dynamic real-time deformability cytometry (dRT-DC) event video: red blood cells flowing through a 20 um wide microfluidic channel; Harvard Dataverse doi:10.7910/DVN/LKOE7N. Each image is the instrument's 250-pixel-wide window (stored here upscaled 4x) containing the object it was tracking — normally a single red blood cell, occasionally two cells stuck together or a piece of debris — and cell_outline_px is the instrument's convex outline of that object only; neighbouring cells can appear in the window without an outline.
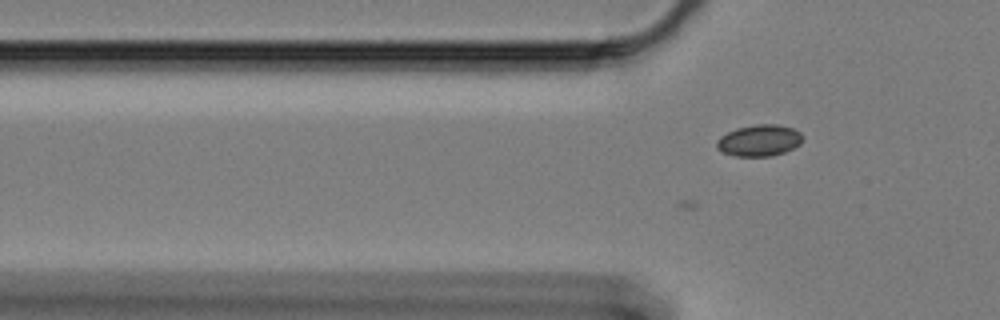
{"species": "Egyptian fruit bat (a non-hibernating species)", "species_latin": "Rousettus aegyptiacus", "temperature_condition": "cold", "stored_images_in_passage": 36, "camera_frame_rate_fps": 3000, "um_per_image_px": 0.085, "animal": {"sex": "female"}, "frame": {"image": 1, "passage_image": 6, "time_ms": 1.667, "image_size_px": [1000, 320], "cell_outline_px": [[804, 136], [800, 144], [784, 152], [772, 156], [736, 156], [724, 152], [716, 148], [716, 140], [720, 136], [736, 128], [756, 124], [776, 124], [792, 128], [800, 132]], "centroid_in_image_um": [64.53, 11.93], "position_along_channel_um": 61.3, "area_um2": 15.78}}
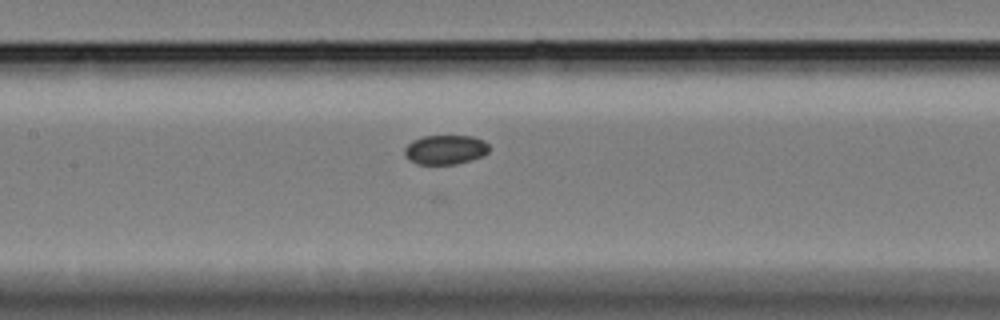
{"frame": {"image": 2, "passage_image": 16, "time_ms": 5.0, "image_size_px": [1000, 320], "cell_outline_px": [[488, 152], [480, 156], [456, 164], [420, 164], [412, 160], [404, 152], [404, 148], [412, 140], [424, 136], [472, 136], [484, 140], [488, 144]], "centroid_in_image_um": [37.86, 12.7], "position_along_channel_um": 169.5, "area_um2": 14.16}}
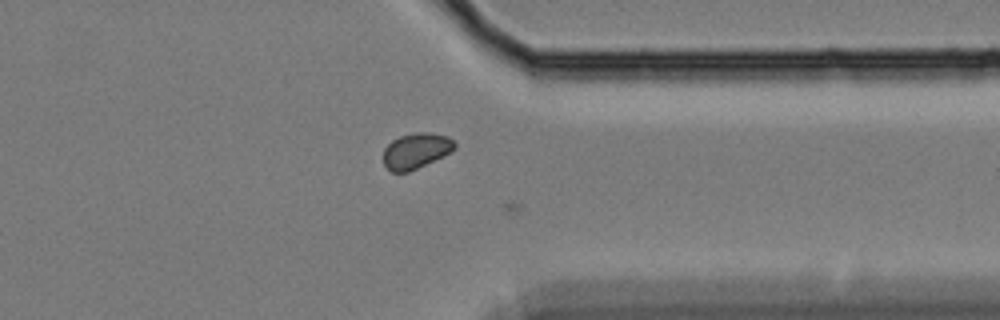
{"frame": {"image": 3, "passage_image": 35, "time_ms": 11.333, "image_size_px": [1000, 320], "cell_outline_px": [[456, 148], [408, 172], [392, 172], [384, 164], [384, 148], [392, 140], [400, 136], [416, 132], [432, 132], [448, 136], [456, 144]], "centroid_in_image_um": [35.34, 12.79], "position_along_channel_um": 376.1, "area_um2": 14.45}}